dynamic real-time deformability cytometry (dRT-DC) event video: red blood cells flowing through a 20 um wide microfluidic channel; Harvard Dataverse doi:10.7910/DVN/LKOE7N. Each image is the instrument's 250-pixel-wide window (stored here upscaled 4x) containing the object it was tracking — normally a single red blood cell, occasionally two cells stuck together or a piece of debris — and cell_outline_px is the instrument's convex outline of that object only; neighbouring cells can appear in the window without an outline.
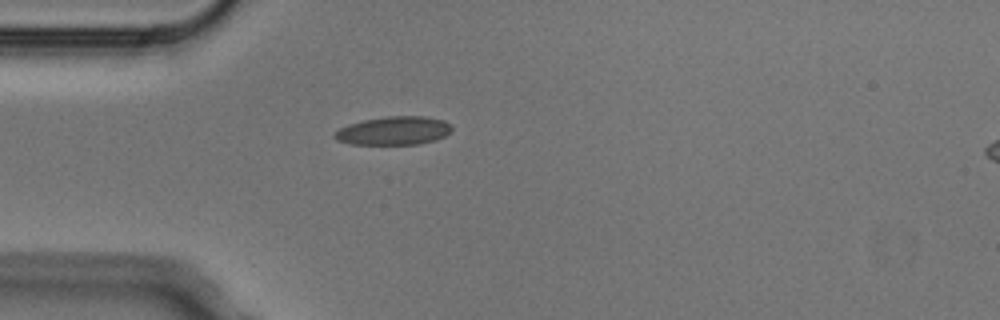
{"species": "Egyptian fruit bat (a non-hibernating species)", "species_latin": "Rousettus aegyptiacus", "temperature_condition": "cold", "stored_images_in_passage": 4, "camera_frame_rate_fps": 3000, "um_per_image_px": 0.085, "animal": {"sex": "male"}, "frame": {"image": 1, "passage_image": 4, "time_ms": 1.0, "image_size_px": [1000, 320], "cell_outline_px": [[452, 132], [436, 140], [416, 144], [352, 144], [336, 140], [332, 136], [340, 128], [348, 124], [364, 120], [388, 116], [424, 116], [444, 120], [452, 124]], "centroid_in_image_um": [33.5, 11.1], "position_along_channel_um": 51.5, "area_um2": 19.48}}